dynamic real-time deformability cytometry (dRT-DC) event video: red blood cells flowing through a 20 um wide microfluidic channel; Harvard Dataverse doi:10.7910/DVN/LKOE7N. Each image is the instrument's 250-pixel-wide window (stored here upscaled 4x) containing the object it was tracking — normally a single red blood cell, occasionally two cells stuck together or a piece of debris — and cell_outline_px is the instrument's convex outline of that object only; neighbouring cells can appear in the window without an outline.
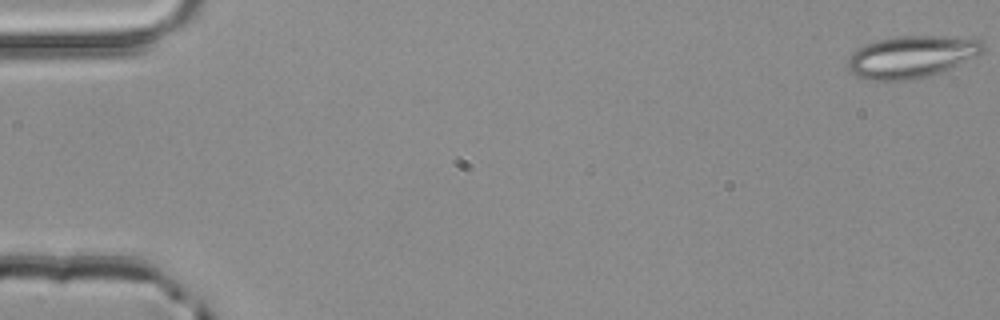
{"species": "common noctule bat (a hibernating species)", "species_latin": "Nyctalus noctula", "temperature_condition": "room temperature", "stored_images_in_passage": 4, "camera_frame_rate_fps": 3000, "um_per_image_px": 0.085, "animal": {"sex": "male", "body_mass_g": 20.4}, "frame": {"image": 1, "passage_image": 1, "time_ms": 0.0, "image_size_px": [1000, 320], "cell_outline_px": [[984, 52], [976, 56], [932, 76], [908, 80], [864, 80], [856, 76], [848, 68], [848, 56], [852, 52], [864, 44], [876, 40], [900, 36], [944, 36], [980, 40], [984, 44]], "centroid_in_image_um": [77.44, 4.83], "position_along_channel_um": 7.6, "area_um2": 33.23}}